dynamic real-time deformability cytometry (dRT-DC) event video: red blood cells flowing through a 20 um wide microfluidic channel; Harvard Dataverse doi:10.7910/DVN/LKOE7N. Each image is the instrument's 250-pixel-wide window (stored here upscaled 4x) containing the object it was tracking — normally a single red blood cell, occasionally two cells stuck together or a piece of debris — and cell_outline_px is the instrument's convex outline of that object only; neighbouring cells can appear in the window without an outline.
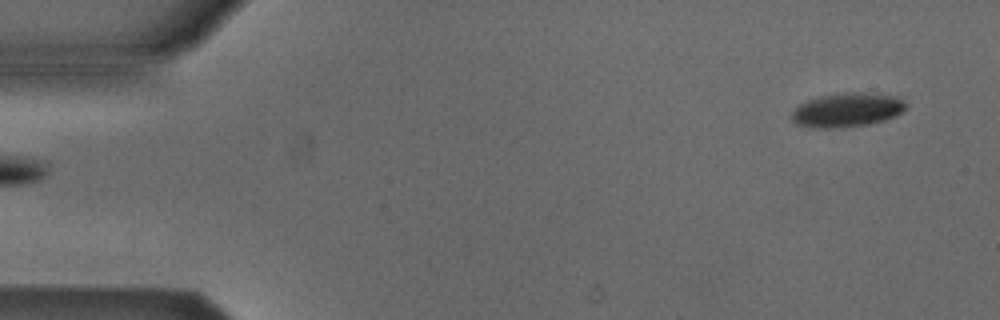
{"species": "Egyptian fruit bat (a non-hibernating species)", "species_latin": "Rousettus aegyptiacus", "temperature_condition": "cold", "stored_images_in_passage": 6, "segment_of_instrument_passage": [2, 2], "camera_frame_rate_fps": 3000, "um_per_image_px": 0.085, "animal": {"sex": "male"}, "frame": {"image": 1, "passage_image": 6, "time_ms": 5.667, "image_size_px": [1000, 320], "cell_outline_px": [[904, 108], [896, 116], [884, 120], [864, 124], [828, 128], [812, 128], [796, 124], [792, 120], [792, 112], [800, 104], [808, 100], [820, 96], [848, 92], [860, 92], [896, 96], [904, 100]], "centroid_in_image_um": [71.97, 9.34], "position_along_channel_um": 13.0, "area_um2": 22.25}}